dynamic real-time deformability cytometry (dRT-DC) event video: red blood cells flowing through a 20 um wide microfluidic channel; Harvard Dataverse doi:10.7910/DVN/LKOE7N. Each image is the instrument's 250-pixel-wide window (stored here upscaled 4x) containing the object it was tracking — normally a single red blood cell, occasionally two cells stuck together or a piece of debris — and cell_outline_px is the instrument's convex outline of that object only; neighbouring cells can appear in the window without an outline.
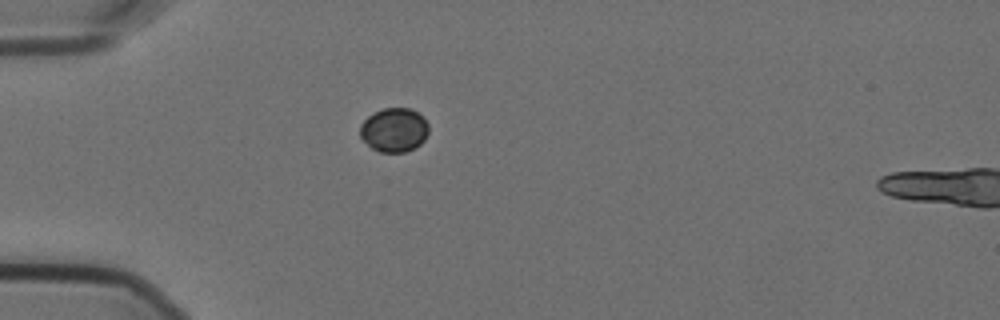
{"species": "Egyptian fruit bat (a non-hibernating species)", "species_latin": "Rousettus aegyptiacus", "temperature_condition": "cold", "stored_images_in_passage": 3, "camera_frame_rate_fps": 3000, "um_per_image_px": 0.085, "animal": {"sex": "female"}, "frame": {"image": 1, "passage_image": 1, "time_ms": 0.0, "image_size_px": [1000, 320], "cell_outline_px": [[428, 132], [424, 140], [416, 148], [404, 152], [380, 152], [372, 148], [360, 136], [360, 124], [372, 112], [384, 108], [412, 108], [424, 116], [428, 124]], "centroid_in_image_um": [33.52, 11.03], "position_along_channel_um": 51.5, "area_um2": 17.8}}